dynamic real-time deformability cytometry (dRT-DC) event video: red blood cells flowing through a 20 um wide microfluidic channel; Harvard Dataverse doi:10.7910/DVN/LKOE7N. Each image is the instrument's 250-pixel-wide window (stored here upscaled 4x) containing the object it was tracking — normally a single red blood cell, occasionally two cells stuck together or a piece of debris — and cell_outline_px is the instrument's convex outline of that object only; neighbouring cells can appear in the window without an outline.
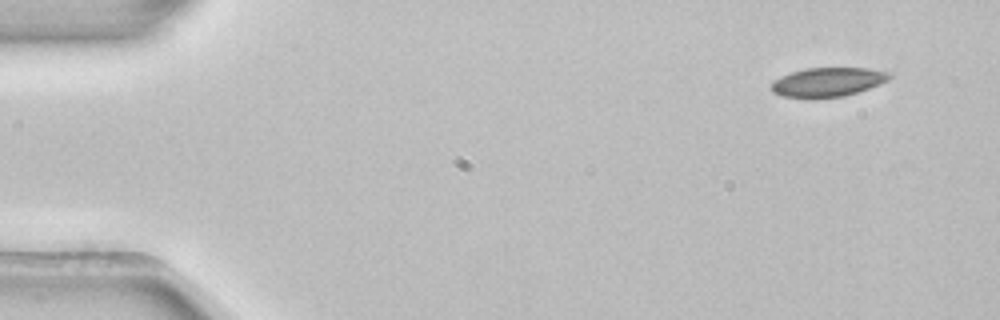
{"species": "common noctule bat (a hibernating species)", "species_latin": "Nyctalus noctula", "temperature_condition": "room temperature", "stored_images_in_passage": 3, "camera_frame_rate_fps": 3000, "um_per_image_px": 0.085, "animal": {"sex": "female", "body_mass_g": 22.7, "forearm_length_mm": 54.2}, "frame": {"image": 1, "passage_image": 1, "time_ms": 0.0, "image_size_px": [1000, 320], "cell_outline_px": [[892, 76], [888, 80], [880, 84], [844, 96], [784, 96], [772, 92], [772, 84], [780, 76], [804, 68], [868, 68], [888, 72]], "centroid_in_image_um": [70.4, 6.94], "position_along_channel_um": 14.6, "area_um2": 19.36}}
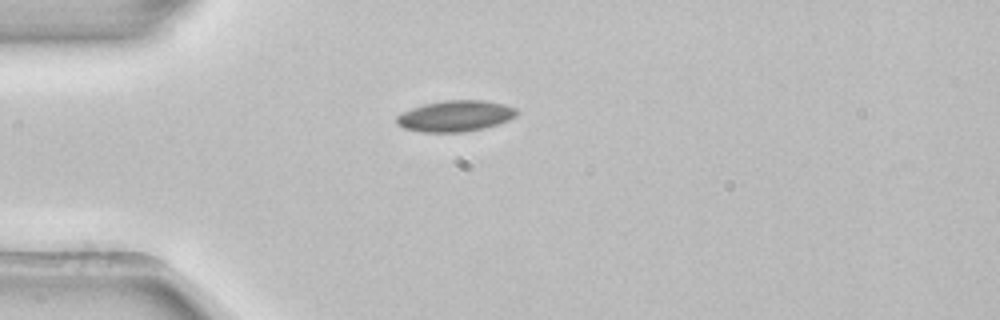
{"frame": {"image": 2, "passage_image": 3, "time_ms": 0.667, "image_size_px": [1000, 320], "cell_outline_px": [[520, 112], [516, 116], [508, 120], [484, 128], [464, 132], [420, 132], [404, 128], [396, 124], [396, 116], [412, 108], [424, 104], [444, 100], [484, 100], [504, 104], [516, 108]], "centroid_in_image_um": [38.71, 9.86], "position_along_channel_um": 46.3, "area_um2": 21.79}}